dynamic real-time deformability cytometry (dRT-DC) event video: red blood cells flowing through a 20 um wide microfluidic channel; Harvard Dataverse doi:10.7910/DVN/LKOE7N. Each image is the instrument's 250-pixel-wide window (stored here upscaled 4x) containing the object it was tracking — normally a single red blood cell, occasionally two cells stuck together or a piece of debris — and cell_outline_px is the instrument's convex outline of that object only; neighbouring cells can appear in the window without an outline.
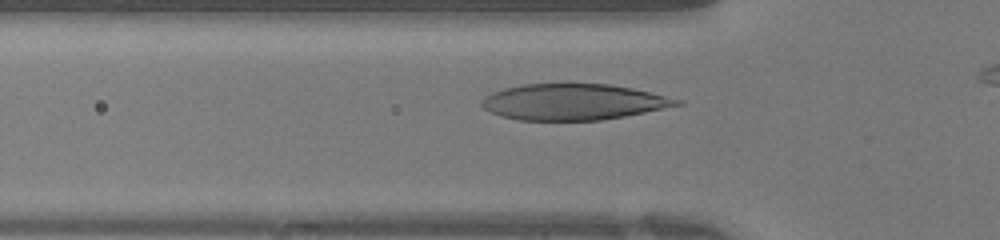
{"species": "human", "species_latin": "Homo sapiens", "temperature_condition": "warm", "stored_images_in_passage": 26, "camera_frame_rate_fps": 3000, "um_per_image_px": 0.085, "donor": {"sex": "female"}, "frame": {"image": 1, "passage_image": 5, "time_ms": 1.333, "image_size_px": [1000, 240], "cell_outline_px": [[684, 104], [624, 116], [600, 120], [520, 120], [500, 116], [484, 108], [480, 104], [480, 100], [484, 96], [492, 92], [504, 88], [524, 84], [608, 84], [632, 88], [684, 100]], "centroid_in_image_um": [48.71, 8.66], "position_along_channel_um": 77.1, "area_um2": 40.86}}
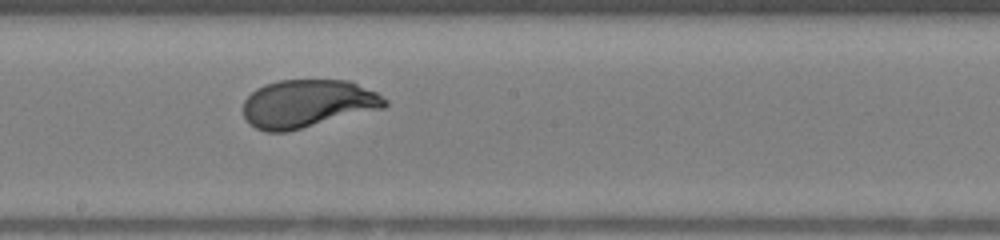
{"frame": {"image": 2, "passage_image": 14, "time_ms": 4.333, "image_size_px": [1000, 240], "cell_outline_px": [[388, 104], [384, 108], [288, 132], [264, 132], [248, 124], [244, 116], [244, 100], [256, 88], [264, 84], [280, 80], [352, 80], [376, 92], [388, 100]], "centroid_in_image_um": [26.15, 8.81], "position_along_channel_um": 222.0, "area_um2": 40.0}}
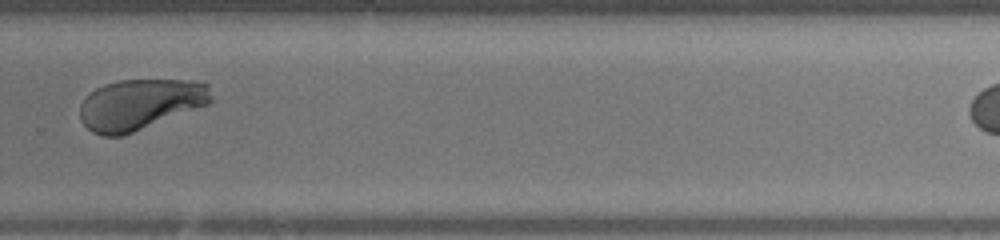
{"frame": {"image": 3, "passage_image": 20, "time_ms": 6.333, "image_size_px": [1000, 240], "cell_outline_px": [[212, 100], [208, 104], [124, 136], [104, 136], [92, 132], [80, 120], [80, 104], [96, 88], [104, 84], [120, 80], [204, 80], [208, 84]], "centroid_in_image_um": [11.92, 8.87], "position_along_channel_um": 317.9, "area_um2": 38.84}}